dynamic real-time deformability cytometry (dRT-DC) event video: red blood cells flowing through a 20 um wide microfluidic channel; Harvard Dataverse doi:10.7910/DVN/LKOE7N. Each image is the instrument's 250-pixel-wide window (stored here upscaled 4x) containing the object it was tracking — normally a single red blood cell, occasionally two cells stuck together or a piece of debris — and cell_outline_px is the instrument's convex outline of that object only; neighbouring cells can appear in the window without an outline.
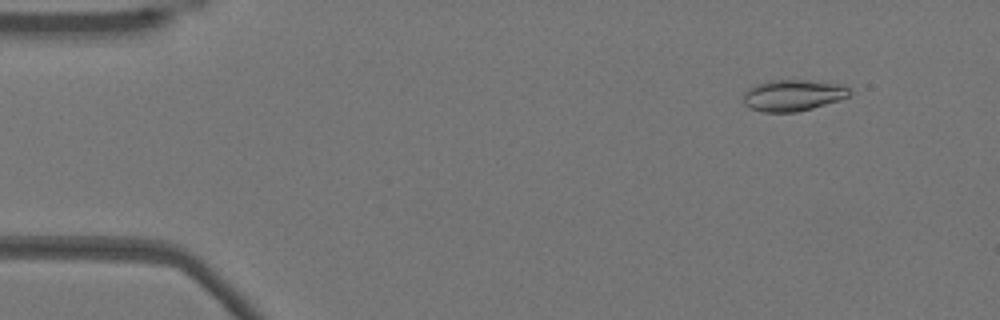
{"species": "Egyptian fruit bat (a non-hibernating species)", "species_latin": "Rousettus aegyptiacus", "temperature_condition": "warm", "stored_images_in_passage": 52, "camera_frame_rate_fps": 3000, "um_per_image_px": 0.085, "animal": {"sex": "female"}, "frame": {"image": 1, "passage_image": 5, "time_ms": 1.333, "image_size_px": [1000, 320], "cell_outline_px": [[852, 92], [848, 96], [840, 100], [812, 108], [796, 112], [764, 112], [748, 108], [744, 104], [744, 92], [748, 88], [756, 84], [772, 80], [808, 80], [844, 84]], "centroid_in_image_um": [67.41, 8.1], "position_along_channel_um": 17.6, "area_um2": 19.54}}
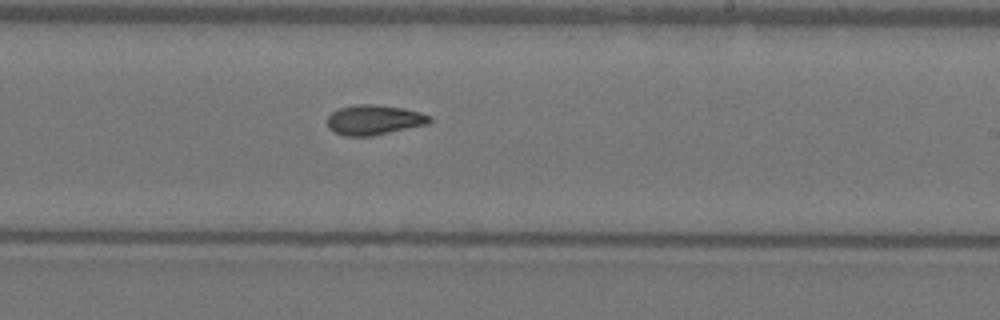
{"frame": {"image": 2, "passage_image": 31, "time_ms": 10.0, "image_size_px": [1000, 320], "cell_outline_px": [[432, 120], [428, 124], [372, 136], [344, 136], [332, 132], [328, 128], [328, 116], [332, 112], [340, 108], [356, 104], [376, 104], [404, 108], [420, 112], [432, 116]], "centroid_in_image_um": [31.8, 10.19], "position_along_channel_um": 257.2, "area_um2": 18.03}}
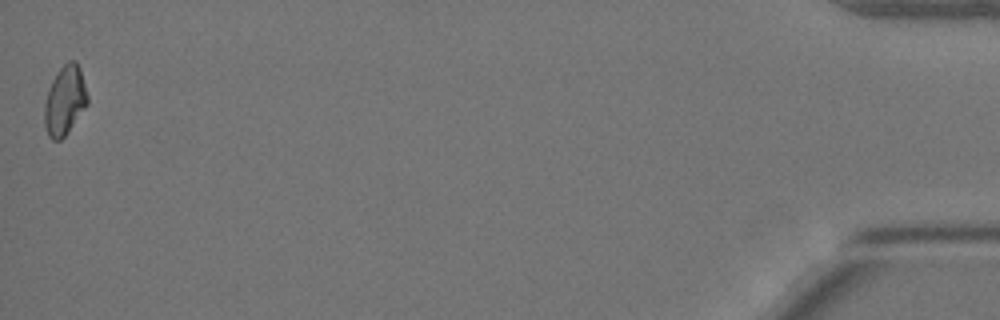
{"frame": {"image": 3, "passage_image": 52, "time_ms": 17.0, "image_size_px": [1000, 320], "cell_outline_px": [[88, 104], [64, 136], [60, 140], [52, 140], [48, 136], [44, 124], [44, 104], [48, 88], [56, 72], [68, 60], [76, 60], [80, 68], [88, 96]], "centroid_in_image_um": [5.5, 8.52], "position_along_channel_um": 429.7, "area_um2": 17.46}, "authors_computed_cell_mechanics": {"area_um2": 18.0047, "velocity_mm_per_s": 3.8459, "shape_relaxation_time_tau1_ms": null, "shape_relaxation_time_tau2_ms": 3.7473, "deformation_change_tau1": null, "deformation_change_tau2": 0.0951}}